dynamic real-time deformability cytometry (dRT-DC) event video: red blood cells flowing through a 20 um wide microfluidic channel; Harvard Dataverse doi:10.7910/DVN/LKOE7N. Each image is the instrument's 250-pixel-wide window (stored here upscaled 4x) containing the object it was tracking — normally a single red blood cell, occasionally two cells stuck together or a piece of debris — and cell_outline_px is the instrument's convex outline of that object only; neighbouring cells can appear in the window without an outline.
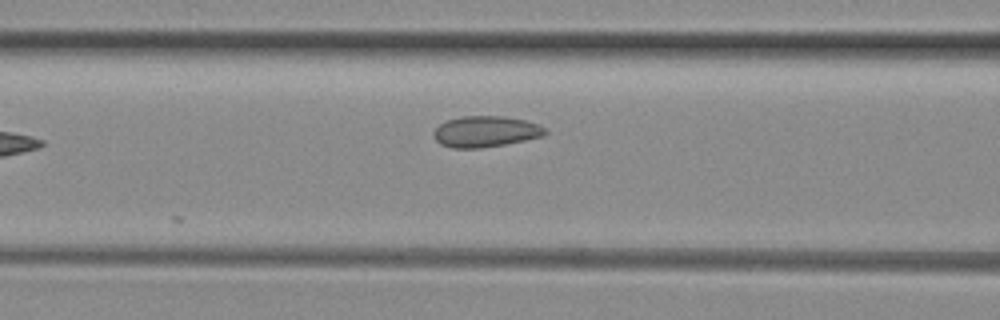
{"species": "common noctule bat (a hibernating species)", "species_latin": "Nyctalus noctula", "temperature_condition": "room temperature", "stored_images_in_passage": 4, "camera_frame_rate_fps": 3000, "um_per_image_px": 0.085, "animal": {"sex": "female", "body_mass_g": 29.2, "forearm_length_mm": 56.3}, "frame": {"image": 1, "passage_image": 4, "time_ms": 1.0, "image_size_px": [1000, 320], "cell_outline_px": [[548, 132], [544, 136], [504, 144], [480, 148], [452, 148], [440, 144], [432, 136], [432, 132], [440, 124], [448, 120], [460, 116], [504, 116], [528, 120], [540, 124]], "centroid_in_image_um": [41.28, 11.17], "position_along_channel_um": 125.3, "area_um2": 20.35}}